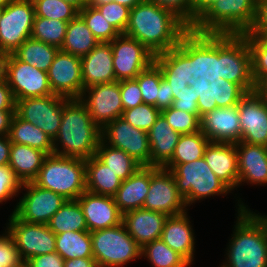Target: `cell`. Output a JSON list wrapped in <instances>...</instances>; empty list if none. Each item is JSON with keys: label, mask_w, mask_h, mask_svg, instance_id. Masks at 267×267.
Returning <instances> with one entry per match:
<instances>
[{"label": "cell", "mask_w": 267, "mask_h": 267, "mask_svg": "<svg viewBox=\"0 0 267 267\" xmlns=\"http://www.w3.org/2000/svg\"><path fill=\"white\" fill-rule=\"evenodd\" d=\"M58 48L47 43L29 38L12 54L20 61L26 62L37 69L47 72L53 63Z\"/></svg>", "instance_id": "cell-36"}, {"label": "cell", "mask_w": 267, "mask_h": 267, "mask_svg": "<svg viewBox=\"0 0 267 267\" xmlns=\"http://www.w3.org/2000/svg\"><path fill=\"white\" fill-rule=\"evenodd\" d=\"M11 144L8 135H0V166L9 165Z\"/></svg>", "instance_id": "cell-60"}, {"label": "cell", "mask_w": 267, "mask_h": 267, "mask_svg": "<svg viewBox=\"0 0 267 267\" xmlns=\"http://www.w3.org/2000/svg\"><path fill=\"white\" fill-rule=\"evenodd\" d=\"M168 215L144 208L122 214V223L127 233L143 248L149 242L161 239Z\"/></svg>", "instance_id": "cell-25"}, {"label": "cell", "mask_w": 267, "mask_h": 267, "mask_svg": "<svg viewBox=\"0 0 267 267\" xmlns=\"http://www.w3.org/2000/svg\"><path fill=\"white\" fill-rule=\"evenodd\" d=\"M35 9L32 0H12L4 7L0 19V51L12 54L31 38Z\"/></svg>", "instance_id": "cell-10"}, {"label": "cell", "mask_w": 267, "mask_h": 267, "mask_svg": "<svg viewBox=\"0 0 267 267\" xmlns=\"http://www.w3.org/2000/svg\"><path fill=\"white\" fill-rule=\"evenodd\" d=\"M3 11H4V7L0 6V19L2 17Z\"/></svg>", "instance_id": "cell-70"}, {"label": "cell", "mask_w": 267, "mask_h": 267, "mask_svg": "<svg viewBox=\"0 0 267 267\" xmlns=\"http://www.w3.org/2000/svg\"><path fill=\"white\" fill-rule=\"evenodd\" d=\"M172 129L180 134H191L201 130V118L199 114H192L176 108L161 110Z\"/></svg>", "instance_id": "cell-47"}, {"label": "cell", "mask_w": 267, "mask_h": 267, "mask_svg": "<svg viewBox=\"0 0 267 267\" xmlns=\"http://www.w3.org/2000/svg\"><path fill=\"white\" fill-rule=\"evenodd\" d=\"M212 83L221 78L219 34L198 33L191 29V77Z\"/></svg>", "instance_id": "cell-20"}, {"label": "cell", "mask_w": 267, "mask_h": 267, "mask_svg": "<svg viewBox=\"0 0 267 267\" xmlns=\"http://www.w3.org/2000/svg\"><path fill=\"white\" fill-rule=\"evenodd\" d=\"M0 110H15V99L8 83L0 78Z\"/></svg>", "instance_id": "cell-58"}, {"label": "cell", "mask_w": 267, "mask_h": 267, "mask_svg": "<svg viewBox=\"0 0 267 267\" xmlns=\"http://www.w3.org/2000/svg\"><path fill=\"white\" fill-rule=\"evenodd\" d=\"M0 267H24L15 241L5 227L0 234Z\"/></svg>", "instance_id": "cell-51"}, {"label": "cell", "mask_w": 267, "mask_h": 267, "mask_svg": "<svg viewBox=\"0 0 267 267\" xmlns=\"http://www.w3.org/2000/svg\"><path fill=\"white\" fill-rule=\"evenodd\" d=\"M147 133L150 142V166L164 167L171 160L181 134L172 129L162 114Z\"/></svg>", "instance_id": "cell-30"}, {"label": "cell", "mask_w": 267, "mask_h": 267, "mask_svg": "<svg viewBox=\"0 0 267 267\" xmlns=\"http://www.w3.org/2000/svg\"><path fill=\"white\" fill-rule=\"evenodd\" d=\"M35 17L59 19L70 22L78 15V10L63 0H32Z\"/></svg>", "instance_id": "cell-45"}, {"label": "cell", "mask_w": 267, "mask_h": 267, "mask_svg": "<svg viewBox=\"0 0 267 267\" xmlns=\"http://www.w3.org/2000/svg\"><path fill=\"white\" fill-rule=\"evenodd\" d=\"M246 34L267 36V0H257V15L255 22Z\"/></svg>", "instance_id": "cell-57"}, {"label": "cell", "mask_w": 267, "mask_h": 267, "mask_svg": "<svg viewBox=\"0 0 267 267\" xmlns=\"http://www.w3.org/2000/svg\"><path fill=\"white\" fill-rule=\"evenodd\" d=\"M2 78L15 100L53 94L47 72L18 60L13 54L5 55Z\"/></svg>", "instance_id": "cell-9"}, {"label": "cell", "mask_w": 267, "mask_h": 267, "mask_svg": "<svg viewBox=\"0 0 267 267\" xmlns=\"http://www.w3.org/2000/svg\"><path fill=\"white\" fill-rule=\"evenodd\" d=\"M8 137L11 143L23 144L39 149L47 155L54 154L53 140L36 125L14 114Z\"/></svg>", "instance_id": "cell-33"}, {"label": "cell", "mask_w": 267, "mask_h": 267, "mask_svg": "<svg viewBox=\"0 0 267 267\" xmlns=\"http://www.w3.org/2000/svg\"><path fill=\"white\" fill-rule=\"evenodd\" d=\"M19 193L23 196L17 200L12 212L20 220L28 223L47 225L67 200L62 195L39 187L33 182L22 183Z\"/></svg>", "instance_id": "cell-11"}, {"label": "cell", "mask_w": 267, "mask_h": 267, "mask_svg": "<svg viewBox=\"0 0 267 267\" xmlns=\"http://www.w3.org/2000/svg\"><path fill=\"white\" fill-rule=\"evenodd\" d=\"M64 267H99L93 257L74 258L64 261Z\"/></svg>", "instance_id": "cell-62"}, {"label": "cell", "mask_w": 267, "mask_h": 267, "mask_svg": "<svg viewBox=\"0 0 267 267\" xmlns=\"http://www.w3.org/2000/svg\"><path fill=\"white\" fill-rule=\"evenodd\" d=\"M89 232L111 228L122 223V213L114 198L85 191L78 198Z\"/></svg>", "instance_id": "cell-23"}, {"label": "cell", "mask_w": 267, "mask_h": 267, "mask_svg": "<svg viewBox=\"0 0 267 267\" xmlns=\"http://www.w3.org/2000/svg\"><path fill=\"white\" fill-rule=\"evenodd\" d=\"M78 15L84 20L99 42H111L120 33L103 17L97 8L85 6L78 11Z\"/></svg>", "instance_id": "cell-43"}, {"label": "cell", "mask_w": 267, "mask_h": 267, "mask_svg": "<svg viewBox=\"0 0 267 267\" xmlns=\"http://www.w3.org/2000/svg\"><path fill=\"white\" fill-rule=\"evenodd\" d=\"M95 156L122 181L134 174L142 165L123 150L106 144L102 139L98 144Z\"/></svg>", "instance_id": "cell-35"}, {"label": "cell", "mask_w": 267, "mask_h": 267, "mask_svg": "<svg viewBox=\"0 0 267 267\" xmlns=\"http://www.w3.org/2000/svg\"><path fill=\"white\" fill-rule=\"evenodd\" d=\"M241 140L267 146V103L255 92L247 93L238 104Z\"/></svg>", "instance_id": "cell-21"}, {"label": "cell", "mask_w": 267, "mask_h": 267, "mask_svg": "<svg viewBox=\"0 0 267 267\" xmlns=\"http://www.w3.org/2000/svg\"><path fill=\"white\" fill-rule=\"evenodd\" d=\"M204 159L215 175L233 192L238 190V160L234 143L209 142Z\"/></svg>", "instance_id": "cell-27"}, {"label": "cell", "mask_w": 267, "mask_h": 267, "mask_svg": "<svg viewBox=\"0 0 267 267\" xmlns=\"http://www.w3.org/2000/svg\"><path fill=\"white\" fill-rule=\"evenodd\" d=\"M236 221L220 267H267V215L234 194ZM237 197V198H236ZM244 201V202H243Z\"/></svg>", "instance_id": "cell-1"}, {"label": "cell", "mask_w": 267, "mask_h": 267, "mask_svg": "<svg viewBox=\"0 0 267 267\" xmlns=\"http://www.w3.org/2000/svg\"><path fill=\"white\" fill-rule=\"evenodd\" d=\"M196 93V98H198V114L201 118L207 112L211 111V95L209 88V82L205 79V77H199L194 82L193 86H191Z\"/></svg>", "instance_id": "cell-54"}, {"label": "cell", "mask_w": 267, "mask_h": 267, "mask_svg": "<svg viewBox=\"0 0 267 267\" xmlns=\"http://www.w3.org/2000/svg\"><path fill=\"white\" fill-rule=\"evenodd\" d=\"M109 3V0H87V6L96 8L102 4Z\"/></svg>", "instance_id": "cell-67"}, {"label": "cell", "mask_w": 267, "mask_h": 267, "mask_svg": "<svg viewBox=\"0 0 267 267\" xmlns=\"http://www.w3.org/2000/svg\"><path fill=\"white\" fill-rule=\"evenodd\" d=\"M201 131L210 142L238 143L241 140L238 105L207 112L201 117Z\"/></svg>", "instance_id": "cell-22"}, {"label": "cell", "mask_w": 267, "mask_h": 267, "mask_svg": "<svg viewBox=\"0 0 267 267\" xmlns=\"http://www.w3.org/2000/svg\"><path fill=\"white\" fill-rule=\"evenodd\" d=\"M83 90L103 83L115 81L113 53L110 42L99 44L81 57Z\"/></svg>", "instance_id": "cell-28"}, {"label": "cell", "mask_w": 267, "mask_h": 267, "mask_svg": "<svg viewBox=\"0 0 267 267\" xmlns=\"http://www.w3.org/2000/svg\"><path fill=\"white\" fill-rule=\"evenodd\" d=\"M211 95V111L217 107L225 108L239 104L247 92L238 84L219 78L209 83Z\"/></svg>", "instance_id": "cell-42"}, {"label": "cell", "mask_w": 267, "mask_h": 267, "mask_svg": "<svg viewBox=\"0 0 267 267\" xmlns=\"http://www.w3.org/2000/svg\"><path fill=\"white\" fill-rule=\"evenodd\" d=\"M47 154L27 145L12 143L9 154V167L22 183L32 182L38 175Z\"/></svg>", "instance_id": "cell-31"}, {"label": "cell", "mask_w": 267, "mask_h": 267, "mask_svg": "<svg viewBox=\"0 0 267 267\" xmlns=\"http://www.w3.org/2000/svg\"><path fill=\"white\" fill-rule=\"evenodd\" d=\"M254 92L267 103V74L255 83Z\"/></svg>", "instance_id": "cell-64"}, {"label": "cell", "mask_w": 267, "mask_h": 267, "mask_svg": "<svg viewBox=\"0 0 267 267\" xmlns=\"http://www.w3.org/2000/svg\"><path fill=\"white\" fill-rule=\"evenodd\" d=\"M221 78L240 85L247 93L254 92L251 51L244 34H219Z\"/></svg>", "instance_id": "cell-8"}, {"label": "cell", "mask_w": 267, "mask_h": 267, "mask_svg": "<svg viewBox=\"0 0 267 267\" xmlns=\"http://www.w3.org/2000/svg\"><path fill=\"white\" fill-rule=\"evenodd\" d=\"M79 99L101 130L111 121L120 118L124 111L118 81L90 86L83 90Z\"/></svg>", "instance_id": "cell-18"}, {"label": "cell", "mask_w": 267, "mask_h": 267, "mask_svg": "<svg viewBox=\"0 0 267 267\" xmlns=\"http://www.w3.org/2000/svg\"><path fill=\"white\" fill-rule=\"evenodd\" d=\"M98 44L99 40L86 26L84 20L77 15L67 24L64 43L60 50L74 56L83 57Z\"/></svg>", "instance_id": "cell-34"}, {"label": "cell", "mask_w": 267, "mask_h": 267, "mask_svg": "<svg viewBox=\"0 0 267 267\" xmlns=\"http://www.w3.org/2000/svg\"><path fill=\"white\" fill-rule=\"evenodd\" d=\"M218 0H192L195 5V23Z\"/></svg>", "instance_id": "cell-63"}, {"label": "cell", "mask_w": 267, "mask_h": 267, "mask_svg": "<svg viewBox=\"0 0 267 267\" xmlns=\"http://www.w3.org/2000/svg\"><path fill=\"white\" fill-rule=\"evenodd\" d=\"M6 223L5 228L13 237L24 263L32 257L56 252V235L48 225L22 221L13 212Z\"/></svg>", "instance_id": "cell-12"}, {"label": "cell", "mask_w": 267, "mask_h": 267, "mask_svg": "<svg viewBox=\"0 0 267 267\" xmlns=\"http://www.w3.org/2000/svg\"><path fill=\"white\" fill-rule=\"evenodd\" d=\"M163 168L171 171L188 209L211 196L225 197L233 194L211 170L204 157L185 164H166Z\"/></svg>", "instance_id": "cell-4"}, {"label": "cell", "mask_w": 267, "mask_h": 267, "mask_svg": "<svg viewBox=\"0 0 267 267\" xmlns=\"http://www.w3.org/2000/svg\"><path fill=\"white\" fill-rule=\"evenodd\" d=\"M64 261L59 253L53 252L28 259L24 267H64Z\"/></svg>", "instance_id": "cell-56"}, {"label": "cell", "mask_w": 267, "mask_h": 267, "mask_svg": "<svg viewBox=\"0 0 267 267\" xmlns=\"http://www.w3.org/2000/svg\"><path fill=\"white\" fill-rule=\"evenodd\" d=\"M12 0H0V6H7Z\"/></svg>", "instance_id": "cell-69"}, {"label": "cell", "mask_w": 267, "mask_h": 267, "mask_svg": "<svg viewBox=\"0 0 267 267\" xmlns=\"http://www.w3.org/2000/svg\"><path fill=\"white\" fill-rule=\"evenodd\" d=\"M150 187V166L140 167L134 174L121 182L113 196L123 214L127 211L142 208Z\"/></svg>", "instance_id": "cell-29"}, {"label": "cell", "mask_w": 267, "mask_h": 267, "mask_svg": "<svg viewBox=\"0 0 267 267\" xmlns=\"http://www.w3.org/2000/svg\"><path fill=\"white\" fill-rule=\"evenodd\" d=\"M141 258L147 259L152 267H190L191 264L179 253L173 251L162 239L146 244L141 250Z\"/></svg>", "instance_id": "cell-40"}, {"label": "cell", "mask_w": 267, "mask_h": 267, "mask_svg": "<svg viewBox=\"0 0 267 267\" xmlns=\"http://www.w3.org/2000/svg\"><path fill=\"white\" fill-rule=\"evenodd\" d=\"M21 182L15 177L13 170L8 166H0V204L11 201L20 195Z\"/></svg>", "instance_id": "cell-52"}, {"label": "cell", "mask_w": 267, "mask_h": 267, "mask_svg": "<svg viewBox=\"0 0 267 267\" xmlns=\"http://www.w3.org/2000/svg\"><path fill=\"white\" fill-rule=\"evenodd\" d=\"M188 30L173 13L144 0L130 9L129 23L124 35L137 39L157 55L177 47Z\"/></svg>", "instance_id": "cell-2"}, {"label": "cell", "mask_w": 267, "mask_h": 267, "mask_svg": "<svg viewBox=\"0 0 267 267\" xmlns=\"http://www.w3.org/2000/svg\"><path fill=\"white\" fill-rule=\"evenodd\" d=\"M101 139L108 145L123 150L142 166H150L148 133L117 118L101 130Z\"/></svg>", "instance_id": "cell-17"}, {"label": "cell", "mask_w": 267, "mask_h": 267, "mask_svg": "<svg viewBox=\"0 0 267 267\" xmlns=\"http://www.w3.org/2000/svg\"><path fill=\"white\" fill-rule=\"evenodd\" d=\"M197 101L198 98H196L195 90L188 85L185 90L177 94V99L173 101L171 107L192 114H198Z\"/></svg>", "instance_id": "cell-55"}, {"label": "cell", "mask_w": 267, "mask_h": 267, "mask_svg": "<svg viewBox=\"0 0 267 267\" xmlns=\"http://www.w3.org/2000/svg\"><path fill=\"white\" fill-rule=\"evenodd\" d=\"M32 182L67 200H76L86 191L85 160L57 154L47 155Z\"/></svg>", "instance_id": "cell-6"}, {"label": "cell", "mask_w": 267, "mask_h": 267, "mask_svg": "<svg viewBox=\"0 0 267 267\" xmlns=\"http://www.w3.org/2000/svg\"><path fill=\"white\" fill-rule=\"evenodd\" d=\"M5 55L0 51V78L3 74V62H4Z\"/></svg>", "instance_id": "cell-68"}, {"label": "cell", "mask_w": 267, "mask_h": 267, "mask_svg": "<svg viewBox=\"0 0 267 267\" xmlns=\"http://www.w3.org/2000/svg\"><path fill=\"white\" fill-rule=\"evenodd\" d=\"M47 75L53 94L68 99L81 97L83 93L81 57L59 49Z\"/></svg>", "instance_id": "cell-19"}, {"label": "cell", "mask_w": 267, "mask_h": 267, "mask_svg": "<svg viewBox=\"0 0 267 267\" xmlns=\"http://www.w3.org/2000/svg\"><path fill=\"white\" fill-rule=\"evenodd\" d=\"M47 225L55 235L67 231H88L83 210L77 199L66 200Z\"/></svg>", "instance_id": "cell-38"}, {"label": "cell", "mask_w": 267, "mask_h": 267, "mask_svg": "<svg viewBox=\"0 0 267 267\" xmlns=\"http://www.w3.org/2000/svg\"><path fill=\"white\" fill-rule=\"evenodd\" d=\"M160 114L161 110L155 106L142 103L135 108L124 110L121 118L133 127L148 132Z\"/></svg>", "instance_id": "cell-48"}, {"label": "cell", "mask_w": 267, "mask_h": 267, "mask_svg": "<svg viewBox=\"0 0 267 267\" xmlns=\"http://www.w3.org/2000/svg\"><path fill=\"white\" fill-rule=\"evenodd\" d=\"M93 258L99 267H124L141 259L142 248L127 233L123 223L90 232Z\"/></svg>", "instance_id": "cell-7"}, {"label": "cell", "mask_w": 267, "mask_h": 267, "mask_svg": "<svg viewBox=\"0 0 267 267\" xmlns=\"http://www.w3.org/2000/svg\"><path fill=\"white\" fill-rule=\"evenodd\" d=\"M110 44L115 81L135 79L154 62L155 55L137 39L120 34Z\"/></svg>", "instance_id": "cell-16"}, {"label": "cell", "mask_w": 267, "mask_h": 267, "mask_svg": "<svg viewBox=\"0 0 267 267\" xmlns=\"http://www.w3.org/2000/svg\"><path fill=\"white\" fill-rule=\"evenodd\" d=\"M257 15V0H218L194 24L198 33L244 34Z\"/></svg>", "instance_id": "cell-5"}, {"label": "cell", "mask_w": 267, "mask_h": 267, "mask_svg": "<svg viewBox=\"0 0 267 267\" xmlns=\"http://www.w3.org/2000/svg\"><path fill=\"white\" fill-rule=\"evenodd\" d=\"M123 109H132L143 103L142 93L136 79L119 81Z\"/></svg>", "instance_id": "cell-53"}, {"label": "cell", "mask_w": 267, "mask_h": 267, "mask_svg": "<svg viewBox=\"0 0 267 267\" xmlns=\"http://www.w3.org/2000/svg\"><path fill=\"white\" fill-rule=\"evenodd\" d=\"M72 6H74L78 11L83 9L87 5V0H63Z\"/></svg>", "instance_id": "cell-66"}, {"label": "cell", "mask_w": 267, "mask_h": 267, "mask_svg": "<svg viewBox=\"0 0 267 267\" xmlns=\"http://www.w3.org/2000/svg\"><path fill=\"white\" fill-rule=\"evenodd\" d=\"M154 63L168 82L174 100L188 85L193 86L196 79L191 77V29L182 36L177 47L155 55Z\"/></svg>", "instance_id": "cell-13"}, {"label": "cell", "mask_w": 267, "mask_h": 267, "mask_svg": "<svg viewBox=\"0 0 267 267\" xmlns=\"http://www.w3.org/2000/svg\"><path fill=\"white\" fill-rule=\"evenodd\" d=\"M101 141V129L93 122L79 98L63 103L62 120L53 140L54 154L88 160Z\"/></svg>", "instance_id": "cell-3"}, {"label": "cell", "mask_w": 267, "mask_h": 267, "mask_svg": "<svg viewBox=\"0 0 267 267\" xmlns=\"http://www.w3.org/2000/svg\"><path fill=\"white\" fill-rule=\"evenodd\" d=\"M173 101V92H171L168 82L162 78L159 86V110L171 107Z\"/></svg>", "instance_id": "cell-59"}, {"label": "cell", "mask_w": 267, "mask_h": 267, "mask_svg": "<svg viewBox=\"0 0 267 267\" xmlns=\"http://www.w3.org/2000/svg\"><path fill=\"white\" fill-rule=\"evenodd\" d=\"M67 24L68 22L59 19L35 17L31 38L60 49L64 43Z\"/></svg>", "instance_id": "cell-41"}, {"label": "cell", "mask_w": 267, "mask_h": 267, "mask_svg": "<svg viewBox=\"0 0 267 267\" xmlns=\"http://www.w3.org/2000/svg\"><path fill=\"white\" fill-rule=\"evenodd\" d=\"M238 160V188L242 185H267V146L235 143Z\"/></svg>", "instance_id": "cell-24"}, {"label": "cell", "mask_w": 267, "mask_h": 267, "mask_svg": "<svg viewBox=\"0 0 267 267\" xmlns=\"http://www.w3.org/2000/svg\"><path fill=\"white\" fill-rule=\"evenodd\" d=\"M86 191L113 197L122 180L95 155L85 160Z\"/></svg>", "instance_id": "cell-32"}, {"label": "cell", "mask_w": 267, "mask_h": 267, "mask_svg": "<svg viewBox=\"0 0 267 267\" xmlns=\"http://www.w3.org/2000/svg\"><path fill=\"white\" fill-rule=\"evenodd\" d=\"M96 8L120 34H124L129 23L130 8L114 1Z\"/></svg>", "instance_id": "cell-50"}, {"label": "cell", "mask_w": 267, "mask_h": 267, "mask_svg": "<svg viewBox=\"0 0 267 267\" xmlns=\"http://www.w3.org/2000/svg\"><path fill=\"white\" fill-rule=\"evenodd\" d=\"M209 142L201 130L191 134H181L167 164H185L203 158Z\"/></svg>", "instance_id": "cell-39"}, {"label": "cell", "mask_w": 267, "mask_h": 267, "mask_svg": "<svg viewBox=\"0 0 267 267\" xmlns=\"http://www.w3.org/2000/svg\"><path fill=\"white\" fill-rule=\"evenodd\" d=\"M112 1L132 9L134 6L143 2L144 0H109V3Z\"/></svg>", "instance_id": "cell-65"}, {"label": "cell", "mask_w": 267, "mask_h": 267, "mask_svg": "<svg viewBox=\"0 0 267 267\" xmlns=\"http://www.w3.org/2000/svg\"><path fill=\"white\" fill-rule=\"evenodd\" d=\"M68 98L50 94L15 100V114L45 132L52 140L59 131L63 103Z\"/></svg>", "instance_id": "cell-14"}, {"label": "cell", "mask_w": 267, "mask_h": 267, "mask_svg": "<svg viewBox=\"0 0 267 267\" xmlns=\"http://www.w3.org/2000/svg\"><path fill=\"white\" fill-rule=\"evenodd\" d=\"M56 252L64 260L93 257L89 231H67L56 234Z\"/></svg>", "instance_id": "cell-37"}, {"label": "cell", "mask_w": 267, "mask_h": 267, "mask_svg": "<svg viewBox=\"0 0 267 267\" xmlns=\"http://www.w3.org/2000/svg\"><path fill=\"white\" fill-rule=\"evenodd\" d=\"M170 11L178 17L189 29L195 24V5L192 0H147Z\"/></svg>", "instance_id": "cell-49"}, {"label": "cell", "mask_w": 267, "mask_h": 267, "mask_svg": "<svg viewBox=\"0 0 267 267\" xmlns=\"http://www.w3.org/2000/svg\"><path fill=\"white\" fill-rule=\"evenodd\" d=\"M142 208L168 216H175L190 210L178 192L171 171L153 166H150V187Z\"/></svg>", "instance_id": "cell-15"}, {"label": "cell", "mask_w": 267, "mask_h": 267, "mask_svg": "<svg viewBox=\"0 0 267 267\" xmlns=\"http://www.w3.org/2000/svg\"><path fill=\"white\" fill-rule=\"evenodd\" d=\"M162 78V72L154 62L135 78L142 93L143 103L159 109V86Z\"/></svg>", "instance_id": "cell-44"}, {"label": "cell", "mask_w": 267, "mask_h": 267, "mask_svg": "<svg viewBox=\"0 0 267 267\" xmlns=\"http://www.w3.org/2000/svg\"><path fill=\"white\" fill-rule=\"evenodd\" d=\"M15 110H0V135H8Z\"/></svg>", "instance_id": "cell-61"}, {"label": "cell", "mask_w": 267, "mask_h": 267, "mask_svg": "<svg viewBox=\"0 0 267 267\" xmlns=\"http://www.w3.org/2000/svg\"><path fill=\"white\" fill-rule=\"evenodd\" d=\"M188 210L184 213L168 216L162 230L161 239L173 251L183 256L191 265L196 252L195 231Z\"/></svg>", "instance_id": "cell-26"}, {"label": "cell", "mask_w": 267, "mask_h": 267, "mask_svg": "<svg viewBox=\"0 0 267 267\" xmlns=\"http://www.w3.org/2000/svg\"><path fill=\"white\" fill-rule=\"evenodd\" d=\"M246 40L251 51L252 78L256 83L267 74V36L246 34Z\"/></svg>", "instance_id": "cell-46"}]
</instances>
